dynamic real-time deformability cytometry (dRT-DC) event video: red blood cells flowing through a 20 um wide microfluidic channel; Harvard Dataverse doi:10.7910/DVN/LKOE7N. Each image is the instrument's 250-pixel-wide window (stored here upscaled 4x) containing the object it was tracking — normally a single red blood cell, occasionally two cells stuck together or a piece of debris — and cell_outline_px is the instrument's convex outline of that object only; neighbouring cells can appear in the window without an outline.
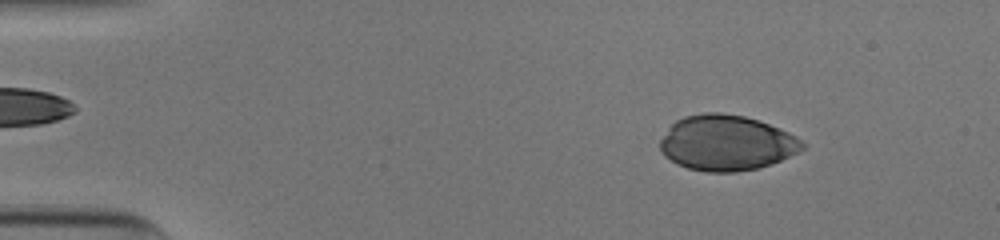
{"species": "human", "species_latin": "Homo sapiens", "temperature_condition": "cold", "stored_images_in_passage": 42, "camera_frame_rate_fps": 3000, "um_per_image_px": 0.085, "donor": {"sex": "male"}, "frame": {"image": 1, "passage_image": 4, "time_ms": 1.0, "image_size_px": [1000, 240], "cell_outline_px": [[804, 148], [800, 152], [772, 164], [760, 168], [736, 172], [704, 172], [688, 168], [676, 164], [664, 156], [660, 148], [660, 140], [668, 128], [676, 120], [684, 116], [704, 112], [720, 112], [744, 116], [768, 124], [788, 132], [796, 136], [804, 144]], "centroid_in_image_um": [61.74, 12.16], "position_along_channel_um": 23.3, "area_um2": 46.18}}
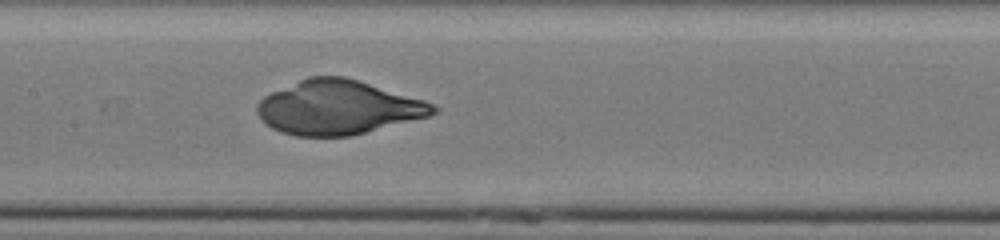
{"frame": {"image": 2, "passage_image": 23, "time_ms": 7.333, "image_size_px": [1000, 240], "cell_outline_px": [[440, 112], [428, 116], [348, 136], [296, 136], [280, 132], [272, 128], [256, 112], [256, 104], [264, 96], [272, 92], [308, 76], [344, 76], [424, 100], [440, 108]], "centroid_in_image_um": [28.73, 9.13], "position_along_channel_um": 178.7, "area_um2": 54.97}}
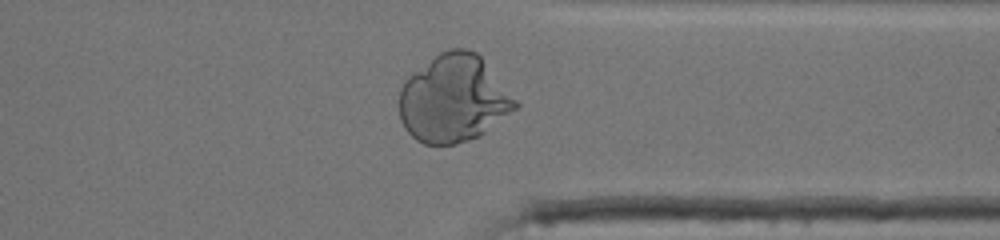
{"frame": {"image": 3, "passage_image": 38, "time_ms": 12.333, "image_size_px": [1000, 240], "cell_outline_px": [[520, 108], [480, 136], [456, 144], [424, 144], [416, 140], [404, 128], [400, 120], [400, 88], [404, 80], [408, 76], [440, 52], [448, 48], [468, 48], [476, 52], [480, 56], [520, 104]], "centroid_in_image_um": [38.57, 8.4], "position_along_channel_um": 372.8, "area_um2": 59.36}}